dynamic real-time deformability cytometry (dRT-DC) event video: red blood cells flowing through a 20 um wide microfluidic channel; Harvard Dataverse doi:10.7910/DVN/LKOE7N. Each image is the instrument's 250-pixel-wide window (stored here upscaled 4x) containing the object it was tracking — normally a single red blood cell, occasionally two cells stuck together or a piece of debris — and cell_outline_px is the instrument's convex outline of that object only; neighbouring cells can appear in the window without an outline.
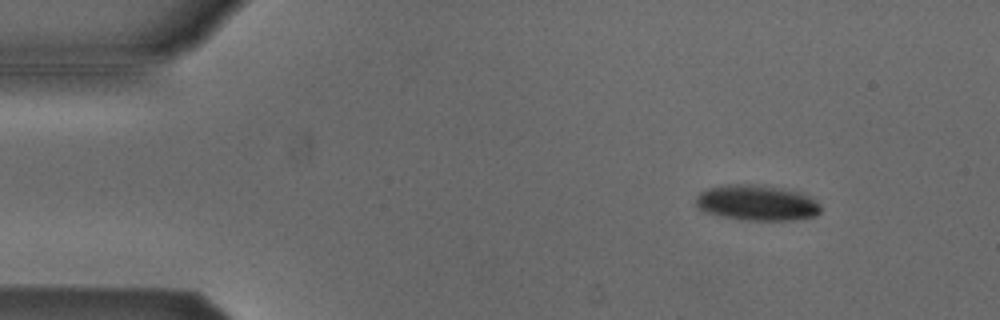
{"species": "Egyptian fruit bat (a non-hibernating species)", "species_latin": "Rousettus aegyptiacus", "temperature_condition": "cold", "stored_images_in_passage": 54, "camera_frame_rate_fps": 3000, "um_per_image_px": 0.085, "animal": {"sex": "male"}, "frame": {"image": 1, "passage_image": 7, "time_ms": 2.0, "image_size_px": [1000, 320], "cell_outline_px": [[820, 212], [816, 216], [796, 220], [740, 220], [708, 212], [700, 208], [696, 204], [696, 196], [700, 192], [708, 188], [724, 184], [748, 184], [776, 188], [800, 192], [820, 204]], "centroid_in_image_um": [64.33, 17.25], "position_along_channel_um": 20.7, "area_um2": 25.55}}
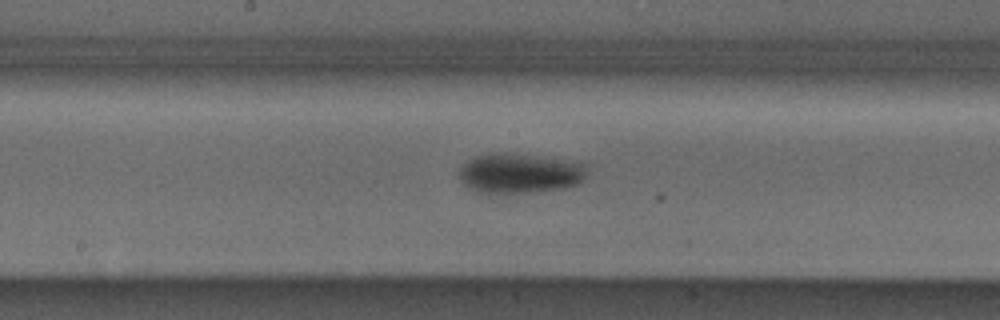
{"frame": {"image": 2, "passage_image": 28, "time_ms": 9.0, "image_size_px": [1000, 320], "cell_outline_px": [[584, 176], [576, 184], [564, 188], [524, 192], [480, 192], [468, 188], [460, 180], [460, 168], [468, 160], [476, 156], [492, 152], [528, 156], [584, 164]], "centroid_in_image_um": [44.07, 14.74], "position_along_channel_um": 204.1, "area_um2": 28.38}}
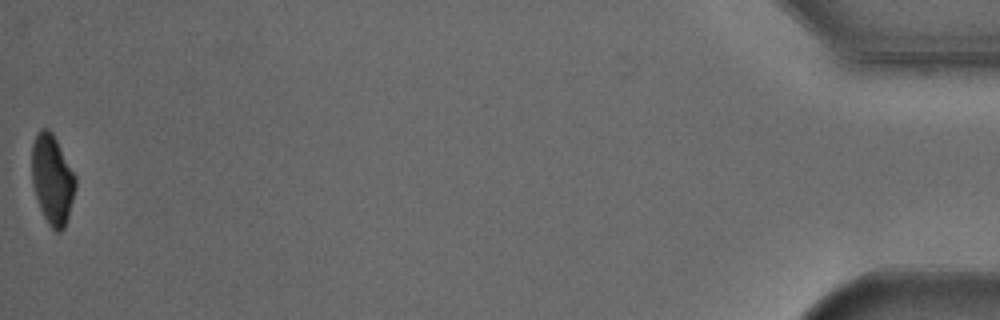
{"frame": {"image": 3, "passage_image": 54, "time_ms": 17.667, "image_size_px": [1000, 320], "cell_outline_px": [[76, 188], [68, 216], [64, 228], [60, 232], [56, 232], [48, 224], [40, 208], [36, 196], [32, 180], [32, 144], [40, 128], [48, 128], [52, 132], [76, 176]], "centroid_in_image_um": [4.45, 15.25], "position_along_channel_um": 430.8, "area_um2": 22.66}, "authors_computed_cell_mechanics": {"area_um2": 26.7903, "velocity_mm_per_s": 3.8102, "shape_relaxation_time_tau1_ms": 4.0835, "shape_relaxation_time_tau2_ms": null, "deformation_change_tau1": 0.1259, "deformation_change_tau2": null}}